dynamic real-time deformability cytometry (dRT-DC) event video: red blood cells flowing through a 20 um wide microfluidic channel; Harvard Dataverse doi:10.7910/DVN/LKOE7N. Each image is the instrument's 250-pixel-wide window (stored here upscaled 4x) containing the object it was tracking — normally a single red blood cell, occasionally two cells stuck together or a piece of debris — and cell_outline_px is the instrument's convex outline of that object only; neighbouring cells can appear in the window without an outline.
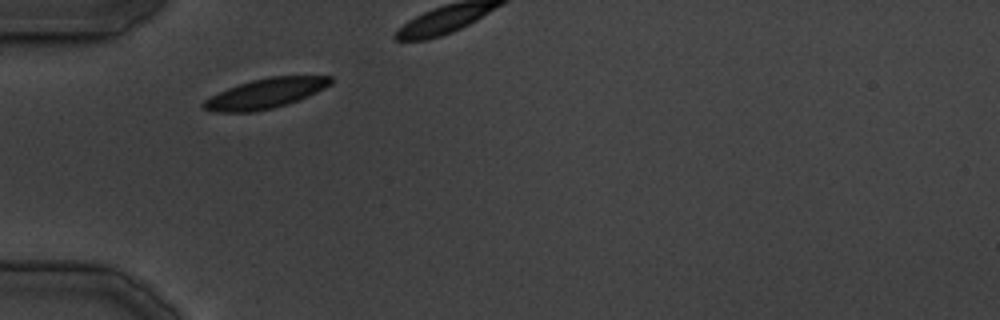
{"species": "common noctule bat (a hibernating species)", "species_latin": "Nyctalus noctula", "temperature_condition": "cold", "stored_images_in_passage": 16, "camera_frame_rate_fps": 3000, "um_per_image_px": 0.085, "animal": {"sex": "male", "body_mass_g": 19.5, "forearm_length_mm": 54.6}, "frame": {"image": 1, "passage_image": 1, "time_ms": 0.0, "image_size_px": [1000, 320], "cell_outline_px": [[332, 84], [308, 96], [288, 104], [256, 112], [212, 112], [204, 108], [200, 104], [204, 100], [228, 88], [252, 80], [272, 76], [332, 76]], "centroid_in_image_um": [22.57, 7.95], "position_along_channel_um": 62.4, "area_um2": 22.02}}
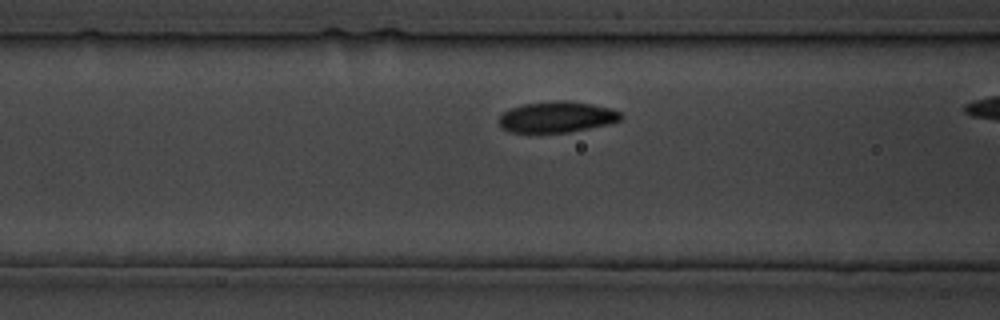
{"frame": {"image": 2, "passage_image": 5, "time_ms": 4.333, "image_size_px": [1000, 320], "cell_outline_px": [[624, 116], [620, 120], [608, 124], [568, 132], [540, 136], [508, 132], [500, 128], [500, 116], [504, 112], [512, 108], [524, 104], [556, 100], [568, 100], [592, 104], [612, 108], [620, 112]], "centroid_in_image_um": [47.29, 9.99], "position_along_channel_um": 119.3, "area_um2": 22.83}}
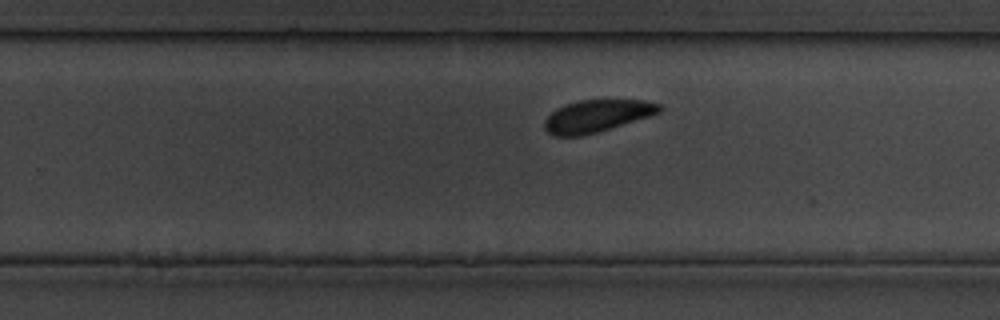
{"frame": {"image": 3, "passage_image": 14, "time_ms": 15.667, "image_size_px": [1000, 320], "cell_outline_px": [[664, 108], [660, 112], [648, 116], [596, 132], [580, 136], [552, 136], [544, 128], [544, 120], [556, 108], [580, 100], [644, 100], [660, 104]], "centroid_in_image_um": [50.71, 9.85], "position_along_channel_um": 279.1, "area_um2": 21.27}}